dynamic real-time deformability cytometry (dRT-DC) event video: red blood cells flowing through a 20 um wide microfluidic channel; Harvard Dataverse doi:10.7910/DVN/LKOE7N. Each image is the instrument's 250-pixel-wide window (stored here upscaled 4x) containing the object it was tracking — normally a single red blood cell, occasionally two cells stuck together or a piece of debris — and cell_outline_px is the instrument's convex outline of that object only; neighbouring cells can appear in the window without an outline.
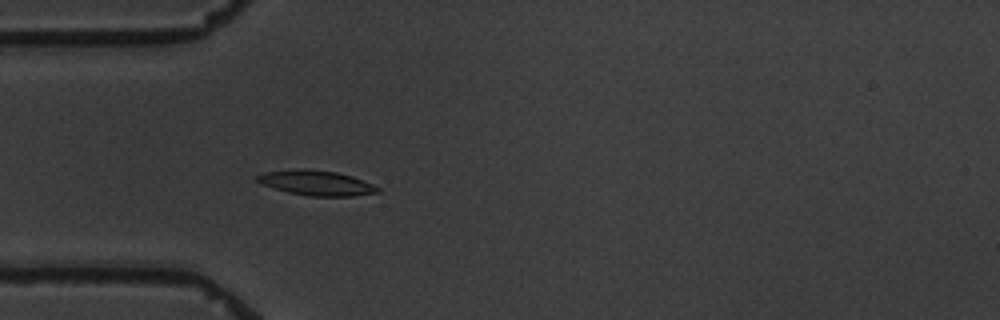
{"species": "common noctule bat (a hibernating species)", "species_latin": "Nyctalus noctula", "temperature_condition": "warm", "stored_images_in_passage": 5, "camera_frame_rate_fps": 3000, "um_per_image_px": 0.085, "animal": {"sex": "male", "body_mass_g": 19.5, "forearm_length_mm": 54.6}, "frame": {"image": 1, "passage_image": 5, "time_ms": 5.667, "image_size_px": [1000, 320], "cell_outline_px": [[380, 192], [352, 196], [308, 196], [288, 192], [260, 184], [252, 176], [264, 172], [304, 168], [336, 172], [352, 176], [372, 184], [380, 188]], "centroid_in_image_um": [26.84, 15.54], "position_along_channel_um": 58.2, "area_um2": 17.63}}